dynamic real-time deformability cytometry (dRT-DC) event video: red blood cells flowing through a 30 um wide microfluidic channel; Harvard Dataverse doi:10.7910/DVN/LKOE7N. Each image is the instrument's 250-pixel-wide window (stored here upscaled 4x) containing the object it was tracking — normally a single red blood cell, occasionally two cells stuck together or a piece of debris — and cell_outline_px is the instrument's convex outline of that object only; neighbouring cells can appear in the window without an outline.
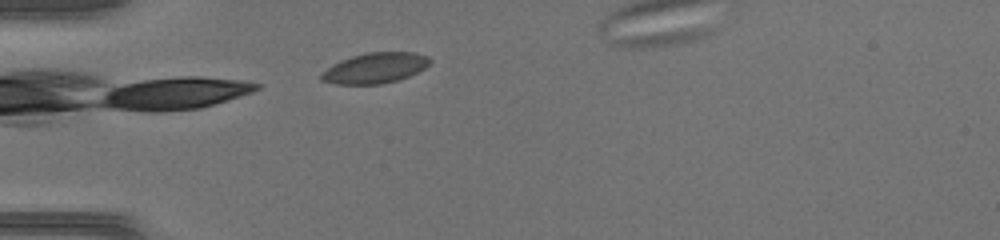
{"species": "common noctule bat (a hibernating species)", "species_latin": "Nyctalus noctula", "temperature_condition": "warm", "stored_images_in_passage": 26, "camera_frame_rate_fps": 3000, "um_per_image_px": 0.085, "animal": {"sex": "female", "body_mass_g": 17.0, "forearm_length_mm": 48.0}, "frame": {"image": 1, "passage_image": 1, "time_ms": 0.0, "image_size_px": [1000, 240], "cell_outline_px": [[432, 60], [424, 68], [400, 80], [380, 84], [336, 84], [320, 80], [320, 76], [332, 64], [340, 60], [352, 56], [368, 52], [412, 52], [428, 56]], "centroid_in_image_um": [31.88, 5.78], "position_along_channel_um": 53.1, "area_um2": 19.19}}
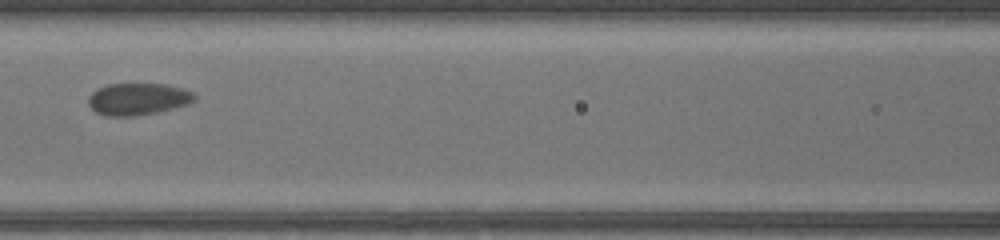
{"frame": {"image": 2, "passage_image": 9, "time_ms": 2.667, "image_size_px": [1000, 240], "cell_outline_px": [[196, 100], [188, 104], [156, 112], [136, 116], [104, 116], [96, 112], [88, 104], [88, 96], [92, 92], [108, 84], [168, 84], [184, 88], [196, 92]], "centroid_in_image_um": [11.76, 8.41], "position_along_channel_um": 154.8, "area_um2": 19.94}}
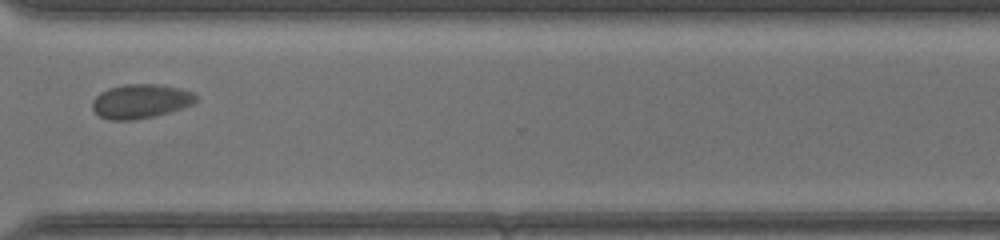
{"frame": {"image": 3, "passage_image": 23, "time_ms": 7.333, "image_size_px": [1000, 240], "cell_outline_px": [[196, 100], [192, 104], [172, 112], [156, 116], [132, 120], [108, 120], [100, 116], [92, 108], [92, 100], [100, 92], [108, 88], [124, 84], [156, 84], [180, 88], [192, 92], [196, 96]], "centroid_in_image_um": [11.94, 8.61], "position_along_channel_um": 358.7, "area_um2": 20.75}}